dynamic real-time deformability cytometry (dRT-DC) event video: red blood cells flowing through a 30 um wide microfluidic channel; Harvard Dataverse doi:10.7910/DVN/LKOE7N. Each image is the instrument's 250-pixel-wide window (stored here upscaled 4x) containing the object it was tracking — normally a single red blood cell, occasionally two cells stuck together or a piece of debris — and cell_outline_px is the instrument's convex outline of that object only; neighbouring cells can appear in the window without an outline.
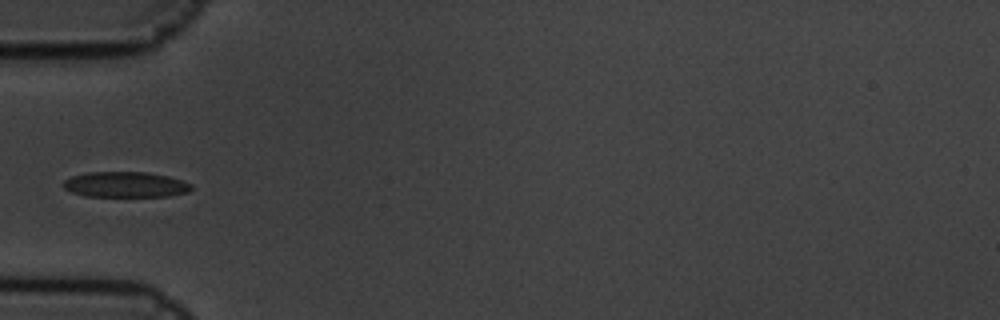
{"species": "common noctule bat (a hibernating species)", "species_latin": "Nyctalus noctula", "temperature_condition": "cold", "stored_images_in_passage": 8, "camera_frame_rate_fps": 3000, "um_per_image_px": 0.085, "animal": {"sex": "male", "body_mass_g": 19.5, "forearm_length_mm": 54.6}, "frame": {"image": 1, "passage_image": 5, "time_ms": 1.333, "image_size_px": [1000, 320], "cell_outline_px": [[192, 188], [188, 192], [168, 196], [84, 196], [72, 192], [64, 188], [60, 184], [64, 180], [72, 176], [88, 172], [148, 172], [168, 176], [192, 184]], "centroid_in_image_um": [10.63, 15.68], "position_along_channel_um": 74.4, "area_um2": 19.07}}
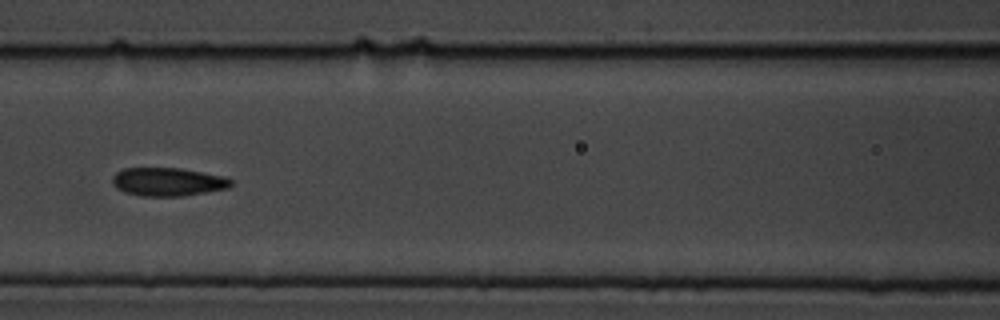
{"frame": {"image": 2, "passage_image": 7, "time_ms": 2.0, "image_size_px": [1000, 320], "cell_outline_px": [[232, 184], [228, 188], [184, 196], [140, 196], [124, 192], [116, 188], [112, 184], [112, 176], [116, 172], [124, 168], [180, 168], [224, 176], [232, 180]], "centroid_in_image_um": [14.24, 15.46], "position_along_channel_um": 152.4, "area_um2": 19.71}}
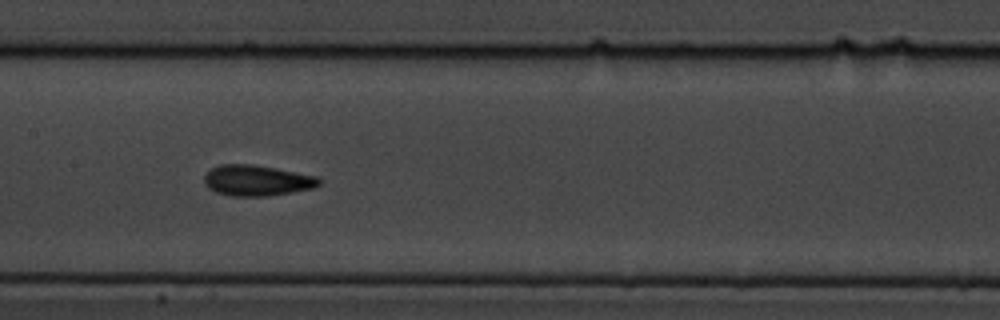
{"frame": {"image": 3, "passage_image": 8, "time_ms": 2.333, "image_size_px": [1000, 320], "cell_outline_px": [[320, 184], [316, 188], [268, 196], [232, 196], [216, 192], [208, 188], [204, 184], [204, 176], [212, 168], [220, 164], [252, 164], [276, 168], [316, 176], [320, 180]], "centroid_in_image_um": [21.83, 15.34], "position_along_channel_um": 185.6, "area_um2": 20.63}}